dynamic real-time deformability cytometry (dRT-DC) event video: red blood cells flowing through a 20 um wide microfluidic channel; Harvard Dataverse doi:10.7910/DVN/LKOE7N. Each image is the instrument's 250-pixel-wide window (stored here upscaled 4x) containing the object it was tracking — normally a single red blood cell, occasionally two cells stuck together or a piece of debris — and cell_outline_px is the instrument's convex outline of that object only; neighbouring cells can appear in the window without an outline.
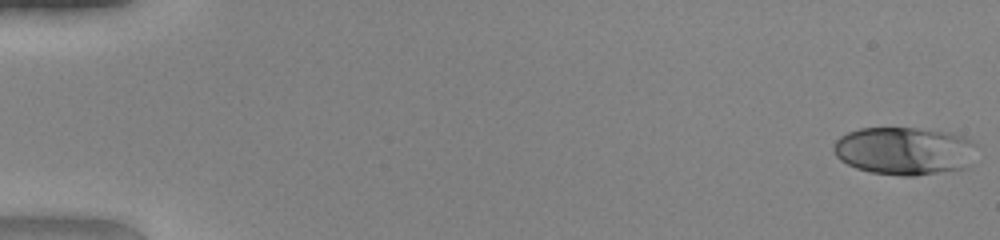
{"species": "human", "species_latin": "Homo sapiens", "temperature_condition": "warm", "stored_images_in_passage": 50, "camera_frame_rate_fps": 3000, "um_per_image_px": 0.085, "donor": {"sex": "female"}, "frame": {"image": 1, "passage_image": 1, "time_ms": 0.0, "image_size_px": [1000, 240], "cell_outline_px": [[976, 144], [968, 168], [916, 176], [900, 176], [872, 172], [856, 168], [840, 160], [832, 152], [832, 144], [840, 136], [848, 132], [860, 128], [912, 128], [944, 132], [964, 136], [972, 140]], "centroid_in_image_um": [76.84, 12.83], "position_along_channel_um": 8.2, "area_um2": 40.11}}
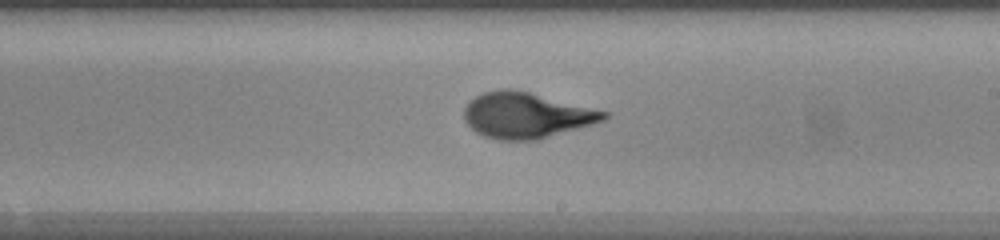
{"frame": {"image": 2, "passage_image": 30, "time_ms": 9.667, "image_size_px": [1000, 240], "cell_outline_px": [[608, 116], [604, 120], [592, 124], [540, 140], [496, 140], [484, 136], [476, 132], [464, 120], [464, 108], [476, 96], [484, 92], [500, 88], [508, 88], [528, 92], [608, 112]], "centroid_in_image_um": [44.71, 9.82], "position_along_channel_um": 244.3, "area_um2": 36.99}}
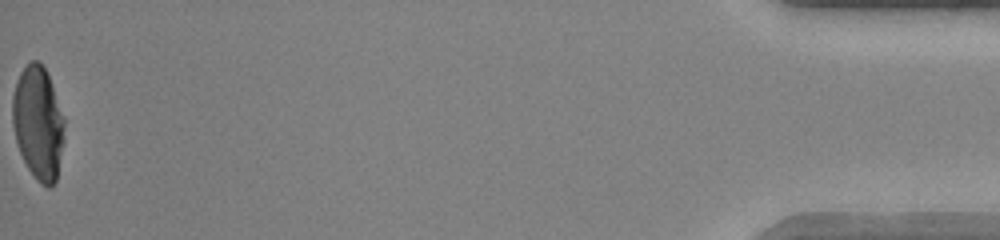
{"frame": {"image": 3, "passage_image": 50, "time_ms": 16.333, "image_size_px": [1000, 240], "cell_outline_px": [[64, 140], [56, 180], [48, 188], [40, 184], [36, 180], [28, 168], [20, 152], [16, 140], [12, 124], [12, 96], [20, 72], [32, 60], [36, 60], [44, 68], [48, 76], [64, 120]], "centroid_in_image_um": [3.23, 10.49], "position_along_channel_um": 432.0, "area_um2": 33.81}, "authors_computed_cell_mechanics": {"area_um2": 35.9227, "velocity_mm_per_s": 4.1976, "shape_relaxation_time_tau1_ms": 4.9104, "shape_relaxation_time_tau2_ms": null, "deformation_change_tau1": 0.2605, "deformation_change_tau2": null}}